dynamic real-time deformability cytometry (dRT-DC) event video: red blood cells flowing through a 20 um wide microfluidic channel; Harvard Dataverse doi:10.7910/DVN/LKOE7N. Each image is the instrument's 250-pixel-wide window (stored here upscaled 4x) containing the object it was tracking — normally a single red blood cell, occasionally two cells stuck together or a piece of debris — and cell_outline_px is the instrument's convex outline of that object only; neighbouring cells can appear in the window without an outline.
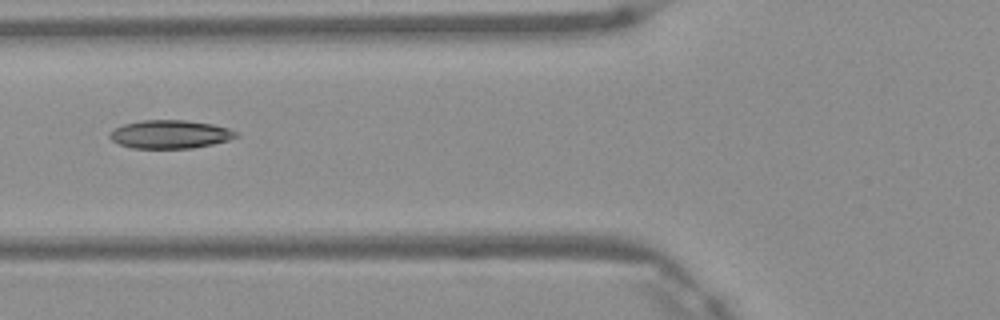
{"species": "Egyptian fruit bat (a non-hibernating species)", "species_latin": "Rousettus aegyptiacus", "temperature_condition": "warm", "stored_images_in_passage": 6, "camera_frame_rate_fps": 3000, "um_per_image_px": 0.085, "frame": {"image": 1, "passage_image": 6, "time_ms": 1.667, "image_size_px": [1000, 320], "cell_outline_px": [[240, 136], [228, 140], [212, 144], [192, 148], [132, 148], [120, 144], [112, 140], [108, 136], [116, 128], [124, 124], [144, 120], [184, 120], [212, 124], [228, 128], [236, 132]], "centroid_in_image_um": [14.48, 11.41], "position_along_channel_um": 111.3, "area_um2": 20.63}}